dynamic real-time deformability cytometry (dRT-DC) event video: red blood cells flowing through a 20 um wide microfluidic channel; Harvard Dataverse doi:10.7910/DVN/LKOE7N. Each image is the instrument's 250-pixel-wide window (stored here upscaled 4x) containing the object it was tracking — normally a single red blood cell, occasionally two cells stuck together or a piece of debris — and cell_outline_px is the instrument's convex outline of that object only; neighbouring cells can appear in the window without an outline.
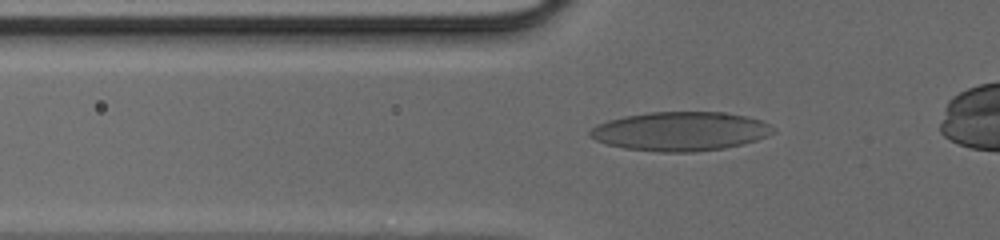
{"species": "human", "species_latin": "Homo sapiens", "temperature_condition": "cold", "stored_images_in_passage": 34, "camera_frame_rate_fps": 3000, "um_per_image_px": 0.085, "donor": {"sex": "male"}, "frame": {"image": 1, "passage_image": 6, "time_ms": 1.667, "image_size_px": [1000, 240], "cell_outline_px": [[776, 132], [768, 136], [744, 144], [724, 148], [696, 152], [656, 152], [624, 148], [608, 144], [596, 140], [588, 136], [588, 132], [596, 124], [608, 120], [624, 116], [648, 112], [724, 112], [744, 116], [760, 120], [776, 128]], "centroid_in_image_um": [57.83, 11.16], "position_along_channel_um": 68.0, "area_um2": 41.91}}
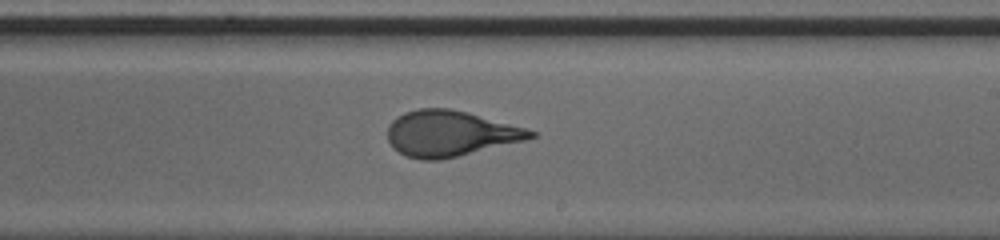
{"frame": {"image": 2, "passage_image": 19, "time_ms": 6.0, "image_size_px": [1000, 240], "cell_outline_px": [[536, 136], [524, 140], [440, 160], [420, 160], [408, 156], [392, 148], [388, 140], [388, 124], [396, 116], [404, 112], [416, 108], [448, 108], [468, 112], [524, 128], [536, 132]], "centroid_in_image_um": [38.19, 11.34], "position_along_channel_um": 250.8, "area_um2": 37.8}}
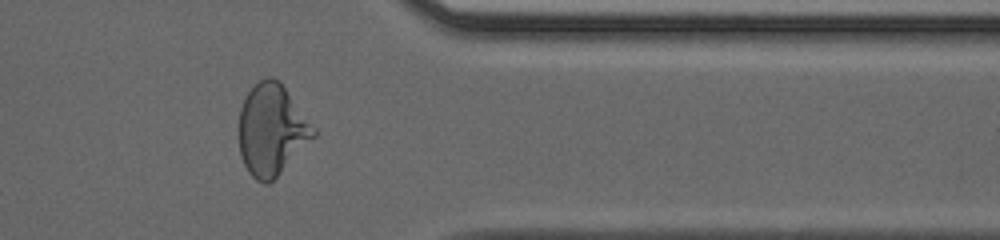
{"frame": {"image": 3, "passage_image": 29, "time_ms": 9.333, "image_size_px": [1000, 240], "cell_outline_px": [[316, 136], [268, 184], [264, 184], [256, 180], [248, 172], [240, 156], [236, 128], [240, 108], [248, 92], [260, 80], [268, 76], [272, 76], [280, 80], [316, 128]], "centroid_in_image_um": [23.06, 11.01], "position_along_channel_um": 388.3, "area_um2": 40.17}}